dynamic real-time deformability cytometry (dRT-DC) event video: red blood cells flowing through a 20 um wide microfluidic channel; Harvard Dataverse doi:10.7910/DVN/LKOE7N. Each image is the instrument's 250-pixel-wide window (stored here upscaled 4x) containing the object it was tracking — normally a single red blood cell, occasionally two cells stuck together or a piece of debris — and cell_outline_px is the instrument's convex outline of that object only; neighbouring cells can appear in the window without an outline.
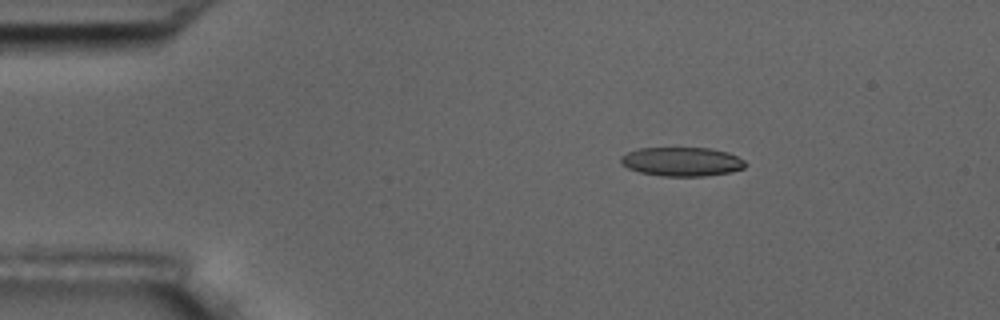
{"species": "common noctule bat (a hibernating species)", "species_latin": "Nyctalus noctula", "temperature_condition": "room temperature", "stored_images_in_passage": 3, "camera_frame_rate_fps": 3000, "um_per_image_px": 0.085, "animal": {"sex": "male", "body_mass_g": 17.5, "forearm_length_mm": 52.3}, "frame": {"image": 1, "passage_image": 2, "time_ms": 1.0, "image_size_px": [1000, 320], "cell_outline_px": [[748, 164], [744, 168], [732, 172], [704, 176], [660, 176], [640, 172], [628, 168], [620, 164], [620, 156], [628, 152], [640, 148], [708, 148], [728, 152], [744, 160]], "centroid_in_image_um": [57.96, 13.74], "position_along_channel_um": 27.0, "area_um2": 21.15}}